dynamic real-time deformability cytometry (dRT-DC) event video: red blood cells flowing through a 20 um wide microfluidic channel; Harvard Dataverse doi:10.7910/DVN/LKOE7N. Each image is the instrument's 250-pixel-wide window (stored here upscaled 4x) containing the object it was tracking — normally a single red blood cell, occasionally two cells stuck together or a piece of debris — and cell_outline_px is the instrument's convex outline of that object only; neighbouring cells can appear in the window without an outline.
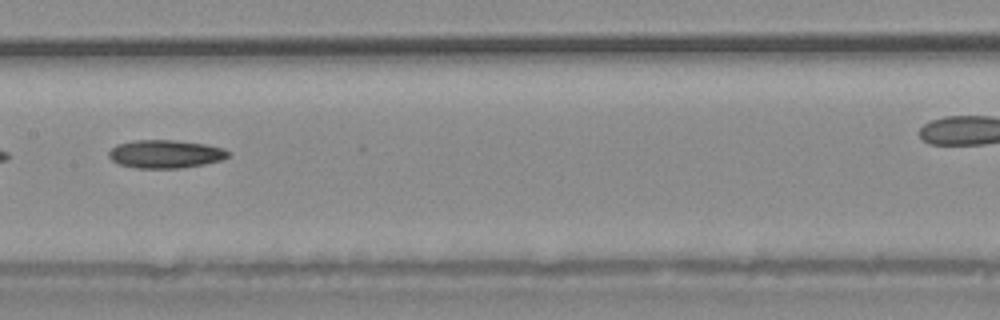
{"species": "common noctule bat (a hibernating species)", "species_latin": "Nyctalus noctula", "temperature_condition": "warm", "stored_images_in_passage": 33, "camera_frame_rate_fps": 3000, "um_per_image_px": 0.085, "animal": {"sex": "male", "body_mass_g": 20.4}, "frame": {"image": 1, "passage_image": 19, "time_ms": 6.0, "image_size_px": [1000, 320], "cell_outline_px": [[232, 152], [224, 160], [184, 168], [136, 168], [116, 164], [108, 156], [108, 152], [116, 144], [136, 140], [172, 140], [204, 144], [224, 148]], "centroid_in_image_um": [14.07, 13.1], "position_along_channel_um": 193.3, "area_um2": 19.83}}